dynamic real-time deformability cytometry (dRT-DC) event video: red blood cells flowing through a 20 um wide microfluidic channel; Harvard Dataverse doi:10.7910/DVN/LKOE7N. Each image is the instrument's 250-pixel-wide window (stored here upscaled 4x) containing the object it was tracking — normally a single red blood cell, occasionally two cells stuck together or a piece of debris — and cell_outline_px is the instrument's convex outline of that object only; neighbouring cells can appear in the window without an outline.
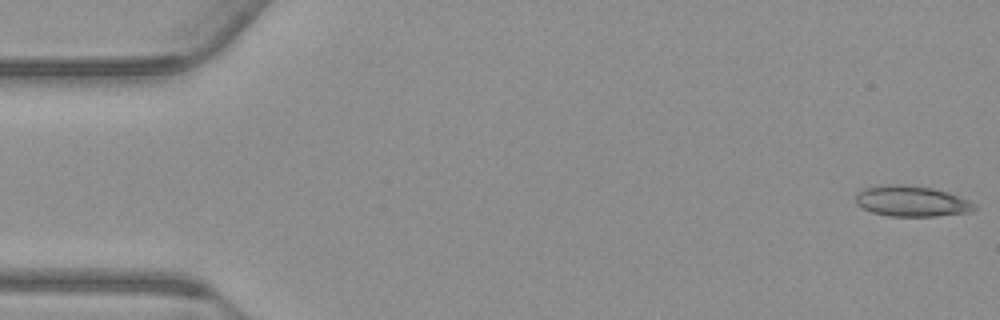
{"species": "common noctule bat (a hibernating species)", "species_latin": "Nyctalus noctula", "temperature_condition": "warm", "stored_images_in_passage": 54, "camera_frame_rate_fps": 3000, "um_per_image_px": 0.085, "animal": {"sex": "male", "body_mass_g": 23.1, "forearm_length_mm": 52.7}, "frame": {"image": 1, "passage_image": 1, "time_ms": 0.0, "image_size_px": [1000, 320], "cell_outline_px": [[980, 208], [972, 212], [936, 216], [888, 216], [872, 212], [856, 204], [856, 192], [864, 188], [880, 184], [904, 184], [932, 188], [948, 192], [972, 200]], "centroid_in_image_um": [77.54, 17.09], "position_along_channel_um": 7.5, "area_um2": 21.73}}
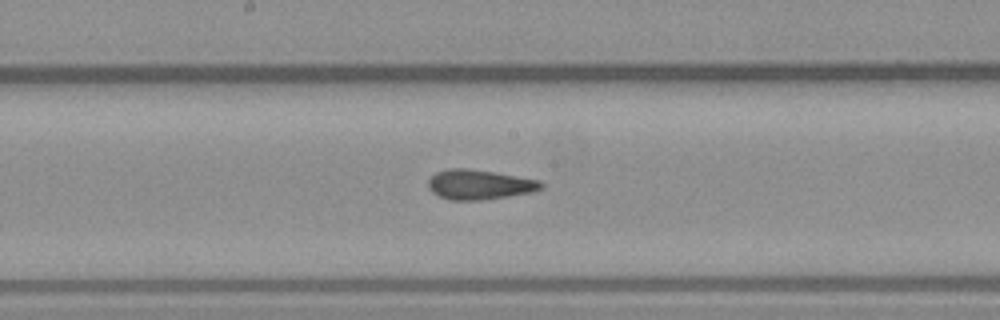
{"frame": {"image": 2, "passage_image": 28, "time_ms": 9.0, "image_size_px": [1000, 320], "cell_outline_px": [[544, 188], [532, 192], [508, 196], [480, 200], [452, 200], [440, 196], [432, 192], [428, 188], [428, 180], [436, 172], [448, 168], [468, 168], [540, 180], [544, 184]], "centroid_in_image_um": [40.75, 15.68], "position_along_channel_um": 207.5, "area_um2": 19.54}}
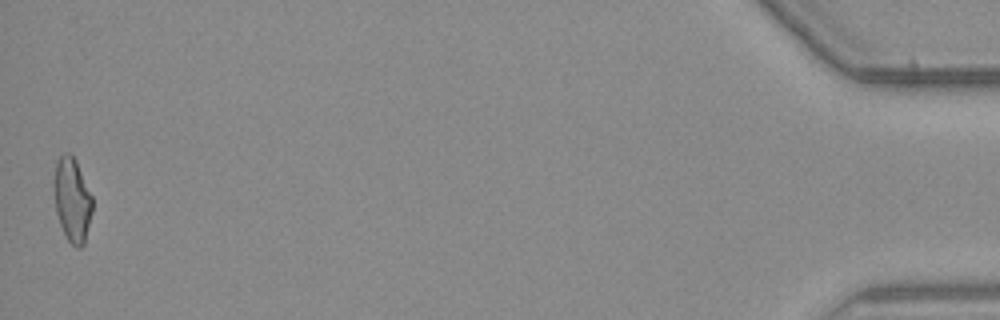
{"frame": {"image": 3, "passage_image": 54, "time_ms": 17.667, "image_size_px": [1000, 320], "cell_outline_px": [[92, 212], [84, 244], [80, 248], [76, 248], [68, 240], [60, 224], [56, 212], [52, 184], [52, 180], [56, 160], [64, 152], [68, 152], [76, 160], [92, 196]], "centroid_in_image_um": [6.11, 16.95], "position_along_channel_um": 429.1, "area_um2": 19.07}, "authors_computed_cell_mechanics": {"area_um2": 19.7098, "velocity_mm_per_s": 3.7652, "shape_relaxation_time_tau1_ms": null, "shape_relaxation_time_tau2_ms": 1.8348, "deformation_change_tau1": null, "deformation_change_tau2": 0.0904}}